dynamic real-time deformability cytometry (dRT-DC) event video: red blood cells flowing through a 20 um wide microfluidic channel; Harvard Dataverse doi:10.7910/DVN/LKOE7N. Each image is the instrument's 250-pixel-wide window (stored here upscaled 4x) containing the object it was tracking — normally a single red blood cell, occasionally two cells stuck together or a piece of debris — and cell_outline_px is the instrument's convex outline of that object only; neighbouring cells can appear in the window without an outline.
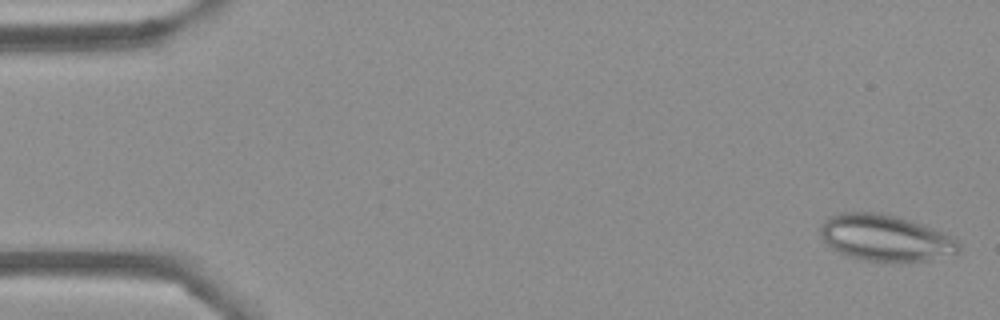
{"species": "Egyptian fruit bat (a non-hibernating species)", "species_latin": "Rousettus aegyptiacus", "temperature_condition": "cold", "stored_images_in_passage": 54, "camera_frame_rate_fps": 3000, "um_per_image_px": 0.085, "frame": {"image": 1, "passage_image": 2, "time_ms": 0.333, "image_size_px": [1000, 320], "cell_outline_px": [[960, 252], [956, 256], [928, 260], [864, 260], [840, 252], [832, 248], [820, 236], [820, 224], [828, 216], [840, 212], [880, 212], [896, 216], [944, 232], [956, 240], [960, 244]], "centroid_in_image_um": [75.27, 20.2], "position_along_channel_um": 9.7, "area_um2": 37.17}}
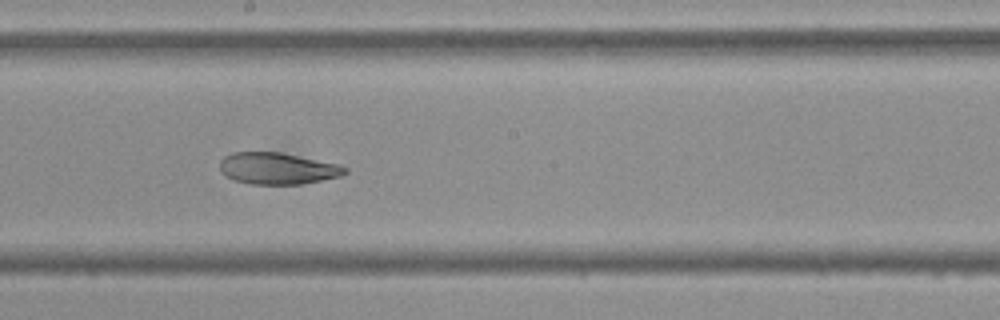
{"frame": {"image": 2, "passage_image": 30, "time_ms": 9.667, "image_size_px": [1000, 320], "cell_outline_px": [[348, 172], [340, 176], [324, 180], [300, 184], [252, 184], [236, 180], [224, 176], [220, 168], [220, 160], [224, 156], [232, 152], [280, 152], [340, 164], [348, 168]], "centroid_in_image_um": [23.61, 14.31], "position_along_channel_um": 224.6, "area_um2": 23.18}}
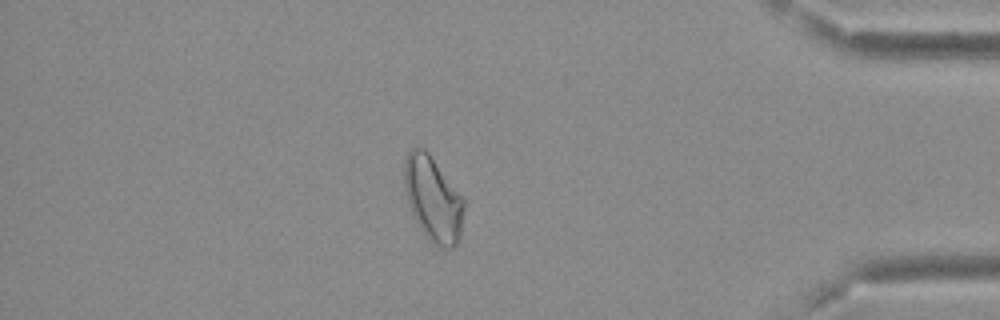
{"frame": {"image": 3, "passage_image": 47, "time_ms": 15.333, "image_size_px": [1000, 320], "cell_outline_px": [[464, 208], [460, 236], [456, 244], [452, 248], [444, 248], [432, 244], [428, 240], [416, 220], [408, 204], [404, 188], [404, 160], [408, 152], [412, 148], [424, 148], [428, 152], [464, 200]], "centroid_in_image_um": [36.79, 16.92], "position_along_channel_um": 398.4, "area_um2": 29.19}, "authors_computed_cell_mechanics": {"area_um2": 28.8133, "velocity_mm_per_s": 3.7073, "shape_relaxation_time_tau1_ms": null, "shape_relaxation_time_tau2_ms": 3.3148, "deformation_change_tau1": null, "deformation_change_tau2": 0.099}}